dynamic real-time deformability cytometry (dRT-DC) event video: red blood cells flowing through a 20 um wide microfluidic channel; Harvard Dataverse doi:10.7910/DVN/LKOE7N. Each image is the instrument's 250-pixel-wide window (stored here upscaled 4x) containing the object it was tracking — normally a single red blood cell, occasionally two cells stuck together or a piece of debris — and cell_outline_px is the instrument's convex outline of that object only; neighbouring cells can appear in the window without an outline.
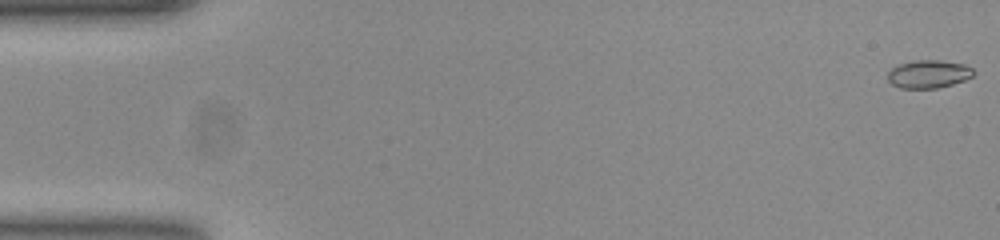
{"species": "common noctule bat (a hibernating species)", "species_latin": "Nyctalus noctula", "temperature_condition": "room temperature", "stored_images_in_passage": 53, "camera_frame_rate_fps": 3000, "um_per_image_px": 0.085, "animal": {"sex": "female", "body_mass_g": 23.0, "forearm_length_mm": 53.4}, "frame": {"image": 1, "passage_image": 1, "time_ms": 0.0, "image_size_px": [1000, 240], "cell_outline_px": [[976, 72], [972, 76], [964, 80], [952, 84], [936, 88], [900, 88], [892, 84], [888, 80], [888, 72], [896, 64], [916, 60], [940, 60], [964, 64], [972, 68]], "centroid_in_image_um": [78.92, 6.28], "position_along_channel_um": 6.1, "area_um2": 14.05}}
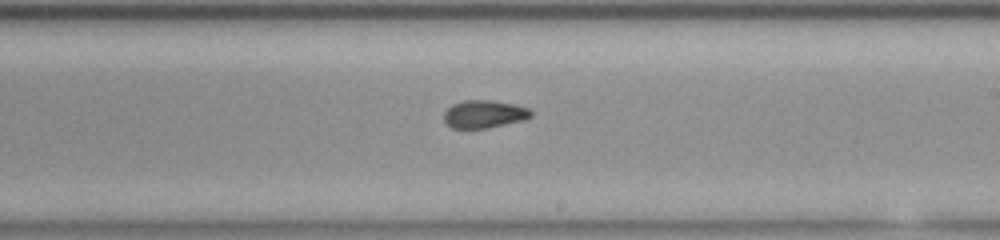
{"frame": {"image": 2, "passage_image": 31, "time_ms": 10.0, "image_size_px": [1000, 240], "cell_outline_px": [[532, 116], [524, 120], [484, 128], [452, 128], [444, 120], [444, 112], [452, 104], [464, 100], [492, 100], [512, 104], [528, 108], [532, 112]], "centroid_in_image_um": [41.14, 9.69], "position_along_channel_um": 247.9, "area_um2": 13.93}}
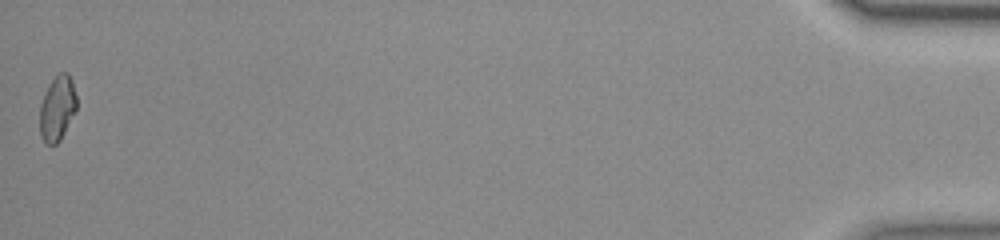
{"frame": {"image": 3, "passage_image": 53, "time_ms": 17.333, "image_size_px": [1000, 240], "cell_outline_px": [[76, 108], [60, 140], [56, 144], [48, 144], [40, 136], [40, 104], [48, 84], [60, 72], [68, 72], [72, 80], [76, 96]], "centroid_in_image_um": [4.86, 9.17], "position_along_channel_um": 430.3, "area_um2": 13.76}, "authors_computed_cell_mechanics": {"area_um2": 14.161, "velocity_mm_per_s": 3.8768, "shape_relaxation_time_tau1_ms": 10.8377, "shape_relaxation_time_tau2_ms": 1.761, "deformation_change_tau1": 0.2081, "deformation_change_tau2": 0.0565}}